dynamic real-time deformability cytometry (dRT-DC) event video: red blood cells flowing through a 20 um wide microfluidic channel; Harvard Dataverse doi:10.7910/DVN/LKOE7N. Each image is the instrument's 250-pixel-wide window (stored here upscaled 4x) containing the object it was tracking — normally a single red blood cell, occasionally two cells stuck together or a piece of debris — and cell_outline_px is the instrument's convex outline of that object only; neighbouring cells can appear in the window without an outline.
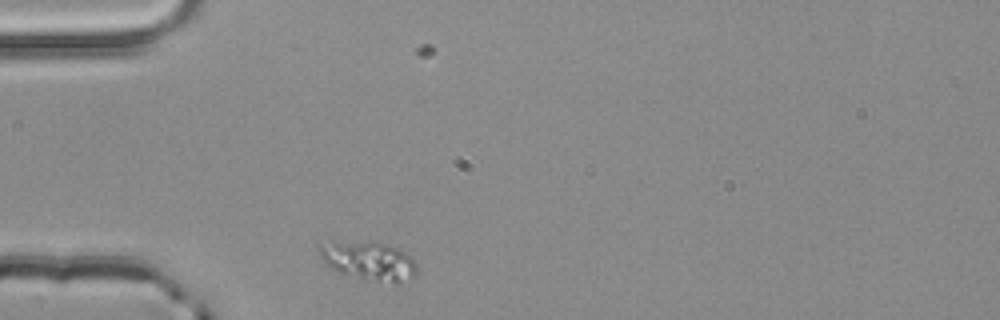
{"species": "common noctule bat (a hibernating species)", "species_latin": "Nyctalus noctula", "temperature_condition": "room temperature", "stored_images_in_passage": 1, "camera_frame_rate_fps": 3000, "um_per_image_px": 0.085, "animal": {"sex": "male", "body_mass_g": 20.4}, "frame": {"image": 1, "passage_image": 1, "time_ms": 0.0, "image_size_px": [1000, 320], "cell_outline_px": [[416, 276], [400, 284], [396, 284], [340, 272], [332, 268], [320, 256], [316, 244], [332, 240], [372, 240], [396, 248], [412, 256], [416, 264]], "centroid_in_image_um": [31.34, 22.11], "position_along_channel_um": 53.7, "area_um2": 22.31}}